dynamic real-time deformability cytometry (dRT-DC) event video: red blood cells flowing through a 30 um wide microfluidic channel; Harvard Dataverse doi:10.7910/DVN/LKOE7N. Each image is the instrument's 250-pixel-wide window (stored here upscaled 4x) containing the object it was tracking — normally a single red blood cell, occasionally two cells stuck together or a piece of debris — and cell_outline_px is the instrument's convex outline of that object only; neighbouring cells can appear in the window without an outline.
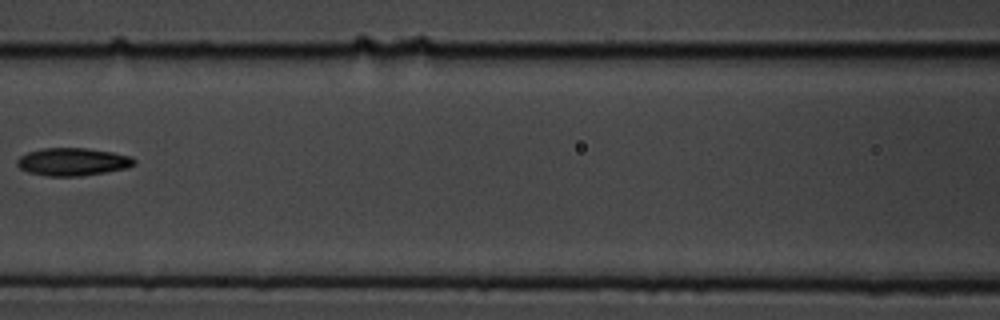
{"species": "common noctule bat (a hibernating species)", "species_latin": "Nyctalus noctula", "temperature_condition": "cold", "stored_images_in_passage": 11, "camera_frame_rate_fps": 3000, "um_per_image_px": 0.085, "animal": {"sex": "male", "body_mass_g": 19.5, "forearm_length_mm": 54.6}, "frame": {"image": 1, "passage_image": 7, "time_ms": 2.0, "image_size_px": [1000, 320], "cell_outline_px": [[136, 164], [128, 168], [80, 176], [48, 176], [28, 172], [20, 168], [16, 164], [16, 160], [20, 156], [28, 152], [40, 148], [88, 148], [112, 152], [132, 156], [136, 160]], "centroid_in_image_um": [6.19, 13.74], "position_along_channel_um": 160.4, "area_um2": 19.07}}
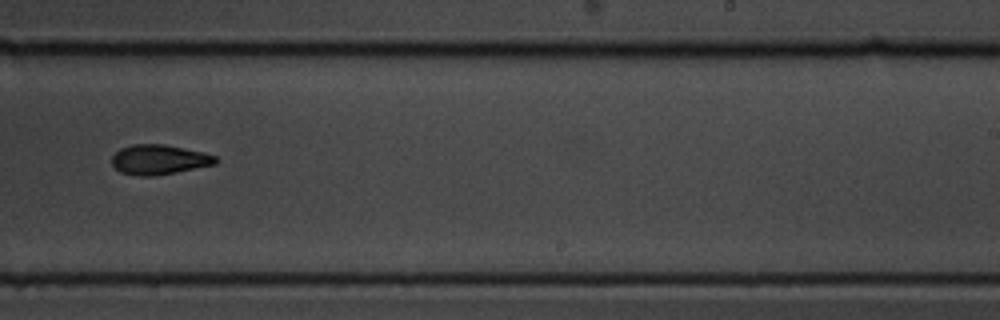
{"frame": {"image": 2, "passage_image": 10, "time_ms": 3.0, "image_size_px": [1000, 320], "cell_outline_px": [[220, 160], [216, 164], [156, 176], [140, 176], [120, 172], [112, 164], [112, 156], [120, 148], [132, 144], [164, 144], [204, 152], [216, 156]], "centroid_in_image_um": [13.54, 13.56], "position_along_channel_um": 275.5, "area_um2": 18.15}}
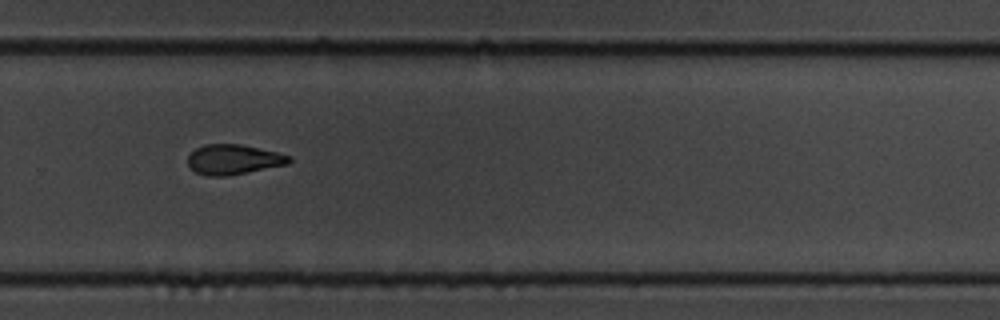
{"frame": {"image": 3, "passage_image": 11, "time_ms": 3.333, "image_size_px": [1000, 320], "cell_outline_px": [[292, 160], [288, 164], [228, 176], [208, 176], [196, 172], [188, 168], [188, 156], [196, 148], [204, 144], [240, 144], [276, 152], [292, 156]], "centroid_in_image_um": [19.83, 13.56], "position_along_channel_um": 310.0, "area_um2": 17.74}}